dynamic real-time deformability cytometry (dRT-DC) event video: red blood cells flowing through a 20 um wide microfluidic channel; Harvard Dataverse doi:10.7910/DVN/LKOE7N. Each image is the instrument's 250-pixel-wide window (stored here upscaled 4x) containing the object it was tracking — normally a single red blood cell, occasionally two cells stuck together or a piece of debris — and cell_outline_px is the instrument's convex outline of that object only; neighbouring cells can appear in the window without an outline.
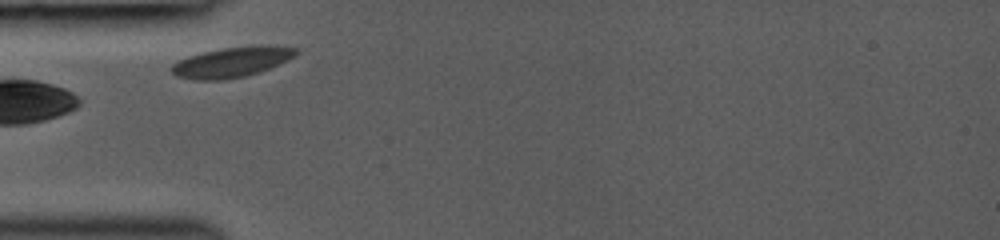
{"species": "common noctule bat (a hibernating species)", "species_latin": "Nyctalus noctula", "temperature_condition": "room temperature", "stored_images_in_passage": 3, "camera_frame_rate_fps": 3000, "um_per_image_px": 0.085, "animal": {"sex": "female", "body_mass_g": 19.0, "forearm_length_mm": 53.3}, "frame": {"image": 1, "passage_image": 1, "time_ms": 0.0, "image_size_px": [1000, 240], "cell_outline_px": [[300, 52], [288, 60], [268, 68], [244, 76], [224, 80], [196, 80], [176, 76], [172, 72], [172, 64], [176, 60], [188, 56], [220, 48], [252, 44], [272, 44], [296, 48]], "centroid_in_image_um": [19.72, 5.24], "position_along_channel_um": 65.3, "area_um2": 22.2}}
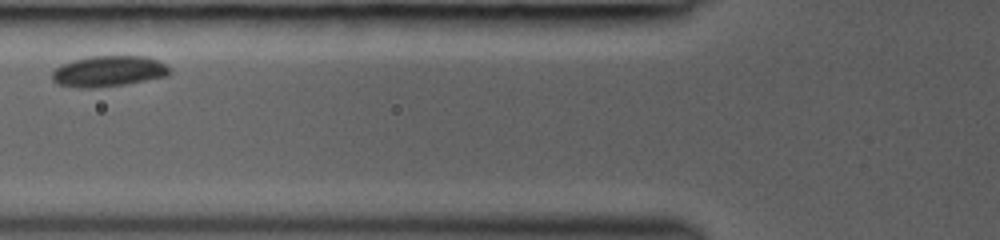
{"frame": {"image": 2, "passage_image": 2, "time_ms": 1.333, "image_size_px": [1000, 240], "cell_outline_px": [[172, 72], [168, 76], [128, 84], [96, 88], [76, 88], [56, 84], [52, 80], [52, 72], [60, 64], [72, 60], [88, 56], [148, 56], [172, 68]], "centroid_in_image_um": [9.22, 6.06], "position_along_channel_um": 116.6, "area_um2": 21.62}}
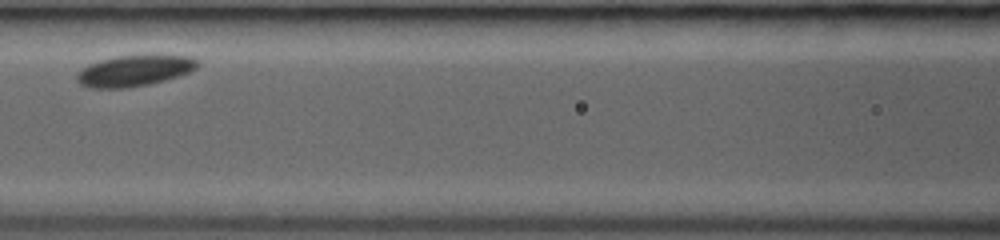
{"frame": {"image": 3, "passage_image": 3, "time_ms": 2.333, "image_size_px": [1000, 240], "cell_outline_px": [[200, 64], [196, 68], [188, 72], [164, 80], [148, 84], [124, 88], [88, 88], [80, 84], [76, 80], [76, 76], [88, 64], [100, 60], [116, 56], [188, 56], [196, 60]], "centroid_in_image_um": [11.37, 6.02], "position_along_channel_um": 155.2, "area_um2": 21.33}}